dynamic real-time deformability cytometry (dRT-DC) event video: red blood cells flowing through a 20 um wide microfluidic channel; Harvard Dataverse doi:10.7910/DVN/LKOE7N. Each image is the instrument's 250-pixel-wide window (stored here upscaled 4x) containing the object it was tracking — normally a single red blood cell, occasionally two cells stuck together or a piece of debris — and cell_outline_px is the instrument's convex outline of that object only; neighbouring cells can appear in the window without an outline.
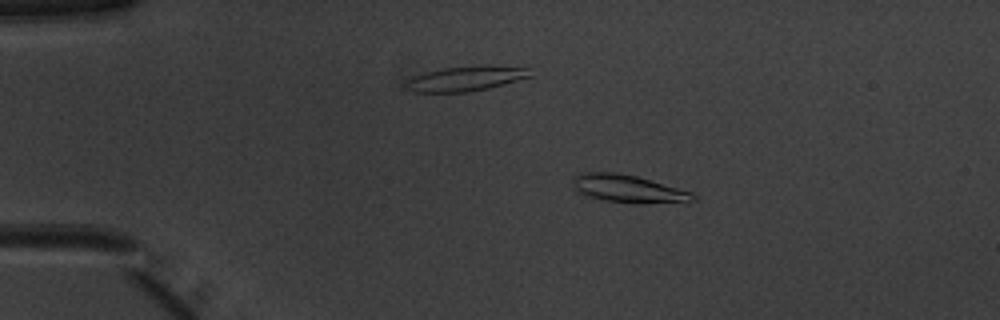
{"species": "common noctule bat (a hibernating species)", "species_latin": "Nyctalus noctula", "temperature_condition": "warm", "stored_images_in_passage": 51, "camera_frame_rate_fps": 3000, "um_per_image_px": 0.085, "animal": {"sex": "male", "body_mass_g": 20.1, "forearm_length_mm": 53.5}, "frame": {"image": 1, "passage_image": 10, "time_ms": 3.0, "image_size_px": [1000, 320], "cell_outline_px": [[696, 200], [688, 204], [640, 204], [604, 200], [584, 196], [576, 192], [572, 184], [572, 176], [584, 172], [616, 172], [636, 176], [692, 192], [696, 196]], "centroid_in_image_um": [53.45, 16.08], "position_along_channel_um": 31.6, "area_um2": 20.17}}
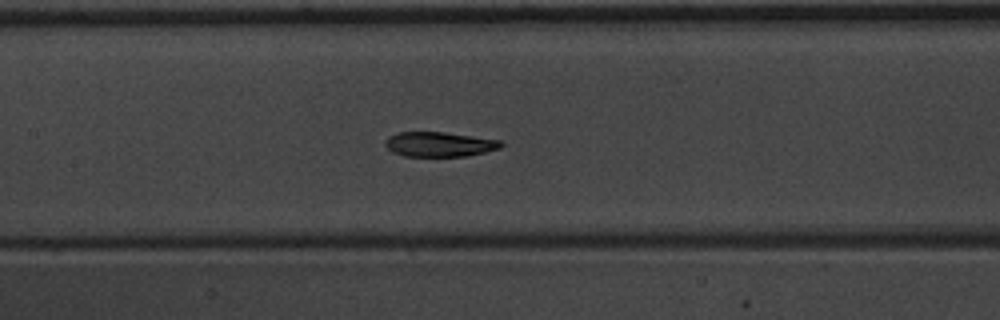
{"frame": {"image": 2, "passage_image": 25, "time_ms": 8.0, "image_size_px": [1000, 320], "cell_outline_px": [[504, 144], [500, 148], [468, 156], [404, 156], [392, 152], [384, 144], [384, 140], [388, 136], [396, 132], [444, 132], [500, 140]], "centroid_in_image_um": [37.31, 12.26], "position_along_channel_um": 170.1, "area_um2": 16.76}}
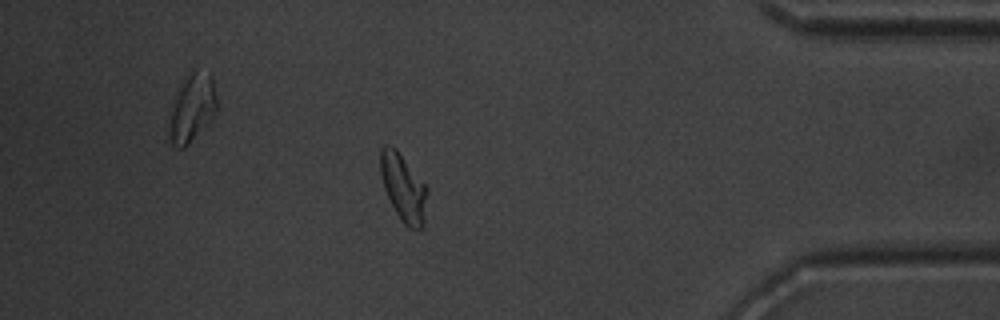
{"frame": {"image": 3, "passage_image": 45, "time_ms": 14.667, "image_size_px": [1000, 320], "cell_outline_px": [[428, 192], [424, 220], [420, 228], [408, 228], [400, 220], [384, 188], [380, 172], [380, 148], [384, 144], [388, 144], [396, 148], [428, 188]], "centroid_in_image_um": [34.28, 15.92], "position_along_channel_um": 400.9, "area_um2": 18.26}, "authors_computed_cell_mechanics": {"area_um2": 18.1492, "velocity_mm_per_s": 3.9631, "shape_relaxation_time_tau1_ms": 3.6206, "shape_relaxation_time_tau2_ms": 1.9115, "deformation_change_tau1": 0.1459, "deformation_change_tau2": 0.064}}